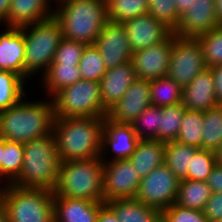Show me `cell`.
<instances>
[{
  "label": "cell",
  "mask_w": 222,
  "mask_h": 222,
  "mask_svg": "<svg viewBox=\"0 0 222 222\" xmlns=\"http://www.w3.org/2000/svg\"><path fill=\"white\" fill-rule=\"evenodd\" d=\"M105 118H55L53 135L62 161L100 157Z\"/></svg>",
  "instance_id": "obj_1"
},
{
  "label": "cell",
  "mask_w": 222,
  "mask_h": 222,
  "mask_svg": "<svg viewBox=\"0 0 222 222\" xmlns=\"http://www.w3.org/2000/svg\"><path fill=\"white\" fill-rule=\"evenodd\" d=\"M47 99L29 102L23 98L1 111L0 137L11 142L26 143L51 134L55 112L52 99Z\"/></svg>",
  "instance_id": "obj_2"
},
{
  "label": "cell",
  "mask_w": 222,
  "mask_h": 222,
  "mask_svg": "<svg viewBox=\"0 0 222 222\" xmlns=\"http://www.w3.org/2000/svg\"><path fill=\"white\" fill-rule=\"evenodd\" d=\"M54 18L59 22L63 37L93 45L102 28L109 22L106 0L56 1Z\"/></svg>",
  "instance_id": "obj_3"
},
{
  "label": "cell",
  "mask_w": 222,
  "mask_h": 222,
  "mask_svg": "<svg viewBox=\"0 0 222 222\" xmlns=\"http://www.w3.org/2000/svg\"><path fill=\"white\" fill-rule=\"evenodd\" d=\"M23 149V166L19 177L12 184L53 191L61 164L53 132L23 143Z\"/></svg>",
  "instance_id": "obj_4"
},
{
  "label": "cell",
  "mask_w": 222,
  "mask_h": 222,
  "mask_svg": "<svg viewBox=\"0 0 222 222\" xmlns=\"http://www.w3.org/2000/svg\"><path fill=\"white\" fill-rule=\"evenodd\" d=\"M53 194L104 202L103 161L101 158L62 161Z\"/></svg>",
  "instance_id": "obj_5"
},
{
  "label": "cell",
  "mask_w": 222,
  "mask_h": 222,
  "mask_svg": "<svg viewBox=\"0 0 222 222\" xmlns=\"http://www.w3.org/2000/svg\"><path fill=\"white\" fill-rule=\"evenodd\" d=\"M25 42L24 80L39 72L46 73L54 60L63 33L59 22L47 20L20 27Z\"/></svg>",
  "instance_id": "obj_6"
},
{
  "label": "cell",
  "mask_w": 222,
  "mask_h": 222,
  "mask_svg": "<svg viewBox=\"0 0 222 222\" xmlns=\"http://www.w3.org/2000/svg\"><path fill=\"white\" fill-rule=\"evenodd\" d=\"M0 203L9 222H54L51 190L6 184L1 189Z\"/></svg>",
  "instance_id": "obj_7"
},
{
  "label": "cell",
  "mask_w": 222,
  "mask_h": 222,
  "mask_svg": "<svg viewBox=\"0 0 222 222\" xmlns=\"http://www.w3.org/2000/svg\"><path fill=\"white\" fill-rule=\"evenodd\" d=\"M55 118L100 117L105 118L100 84L80 79L75 84L58 91L52 98Z\"/></svg>",
  "instance_id": "obj_8"
},
{
  "label": "cell",
  "mask_w": 222,
  "mask_h": 222,
  "mask_svg": "<svg viewBox=\"0 0 222 222\" xmlns=\"http://www.w3.org/2000/svg\"><path fill=\"white\" fill-rule=\"evenodd\" d=\"M206 68L203 51L196 38L176 37L173 40L167 77L183 89Z\"/></svg>",
  "instance_id": "obj_9"
},
{
  "label": "cell",
  "mask_w": 222,
  "mask_h": 222,
  "mask_svg": "<svg viewBox=\"0 0 222 222\" xmlns=\"http://www.w3.org/2000/svg\"><path fill=\"white\" fill-rule=\"evenodd\" d=\"M179 183L175 174L163 164L141 179L135 198L147 206L164 211L175 204Z\"/></svg>",
  "instance_id": "obj_10"
},
{
  "label": "cell",
  "mask_w": 222,
  "mask_h": 222,
  "mask_svg": "<svg viewBox=\"0 0 222 222\" xmlns=\"http://www.w3.org/2000/svg\"><path fill=\"white\" fill-rule=\"evenodd\" d=\"M102 161L104 203L135 198L142 178L138 175L132 162L129 159Z\"/></svg>",
  "instance_id": "obj_11"
},
{
  "label": "cell",
  "mask_w": 222,
  "mask_h": 222,
  "mask_svg": "<svg viewBox=\"0 0 222 222\" xmlns=\"http://www.w3.org/2000/svg\"><path fill=\"white\" fill-rule=\"evenodd\" d=\"M176 37L172 32L165 40L132 54L131 62L137 78L151 81L166 76Z\"/></svg>",
  "instance_id": "obj_12"
},
{
  "label": "cell",
  "mask_w": 222,
  "mask_h": 222,
  "mask_svg": "<svg viewBox=\"0 0 222 222\" xmlns=\"http://www.w3.org/2000/svg\"><path fill=\"white\" fill-rule=\"evenodd\" d=\"M94 45L100 51L107 70L131 61L133 52L122 23L109 21L97 36Z\"/></svg>",
  "instance_id": "obj_13"
},
{
  "label": "cell",
  "mask_w": 222,
  "mask_h": 222,
  "mask_svg": "<svg viewBox=\"0 0 222 222\" xmlns=\"http://www.w3.org/2000/svg\"><path fill=\"white\" fill-rule=\"evenodd\" d=\"M151 105L150 81L137 78L120 101L107 110L106 117L116 123L131 125Z\"/></svg>",
  "instance_id": "obj_14"
},
{
  "label": "cell",
  "mask_w": 222,
  "mask_h": 222,
  "mask_svg": "<svg viewBox=\"0 0 222 222\" xmlns=\"http://www.w3.org/2000/svg\"><path fill=\"white\" fill-rule=\"evenodd\" d=\"M122 24L126 28L133 53L165 40L173 32L165 23L150 14L134 17Z\"/></svg>",
  "instance_id": "obj_15"
},
{
  "label": "cell",
  "mask_w": 222,
  "mask_h": 222,
  "mask_svg": "<svg viewBox=\"0 0 222 222\" xmlns=\"http://www.w3.org/2000/svg\"><path fill=\"white\" fill-rule=\"evenodd\" d=\"M219 25L215 17L214 0H195L180 16L173 33L179 38H196Z\"/></svg>",
  "instance_id": "obj_16"
},
{
  "label": "cell",
  "mask_w": 222,
  "mask_h": 222,
  "mask_svg": "<svg viewBox=\"0 0 222 222\" xmlns=\"http://www.w3.org/2000/svg\"><path fill=\"white\" fill-rule=\"evenodd\" d=\"M140 138L136 135L130 124H120L105 117L102 133L101 160H105L106 152L111 149L114 156L110 161L128 159L136 149ZM107 150V151H106Z\"/></svg>",
  "instance_id": "obj_17"
},
{
  "label": "cell",
  "mask_w": 222,
  "mask_h": 222,
  "mask_svg": "<svg viewBox=\"0 0 222 222\" xmlns=\"http://www.w3.org/2000/svg\"><path fill=\"white\" fill-rule=\"evenodd\" d=\"M0 34V71L13 72L24 79L25 42L19 27H5Z\"/></svg>",
  "instance_id": "obj_18"
},
{
  "label": "cell",
  "mask_w": 222,
  "mask_h": 222,
  "mask_svg": "<svg viewBox=\"0 0 222 222\" xmlns=\"http://www.w3.org/2000/svg\"><path fill=\"white\" fill-rule=\"evenodd\" d=\"M104 204L53 194L54 222H96L98 212Z\"/></svg>",
  "instance_id": "obj_19"
},
{
  "label": "cell",
  "mask_w": 222,
  "mask_h": 222,
  "mask_svg": "<svg viewBox=\"0 0 222 222\" xmlns=\"http://www.w3.org/2000/svg\"><path fill=\"white\" fill-rule=\"evenodd\" d=\"M135 79L137 77L131 61L108 69L99 81L103 107L108 110L120 101Z\"/></svg>",
  "instance_id": "obj_20"
},
{
  "label": "cell",
  "mask_w": 222,
  "mask_h": 222,
  "mask_svg": "<svg viewBox=\"0 0 222 222\" xmlns=\"http://www.w3.org/2000/svg\"><path fill=\"white\" fill-rule=\"evenodd\" d=\"M181 103L186 109L195 111H207L218 105L210 68L200 72L189 85L182 89Z\"/></svg>",
  "instance_id": "obj_21"
},
{
  "label": "cell",
  "mask_w": 222,
  "mask_h": 222,
  "mask_svg": "<svg viewBox=\"0 0 222 222\" xmlns=\"http://www.w3.org/2000/svg\"><path fill=\"white\" fill-rule=\"evenodd\" d=\"M51 0H11L5 25L23 27L54 17Z\"/></svg>",
  "instance_id": "obj_22"
},
{
  "label": "cell",
  "mask_w": 222,
  "mask_h": 222,
  "mask_svg": "<svg viewBox=\"0 0 222 222\" xmlns=\"http://www.w3.org/2000/svg\"><path fill=\"white\" fill-rule=\"evenodd\" d=\"M165 143L156 139H140L133 154L128 158L138 175L143 178L153 169L164 164Z\"/></svg>",
  "instance_id": "obj_23"
},
{
  "label": "cell",
  "mask_w": 222,
  "mask_h": 222,
  "mask_svg": "<svg viewBox=\"0 0 222 222\" xmlns=\"http://www.w3.org/2000/svg\"><path fill=\"white\" fill-rule=\"evenodd\" d=\"M80 79L82 77L78 64H51L42 76L43 86L49 98Z\"/></svg>",
  "instance_id": "obj_24"
},
{
  "label": "cell",
  "mask_w": 222,
  "mask_h": 222,
  "mask_svg": "<svg viewBox=\"0 0 222 222\" xmlns=\"http://www.w3.org/2000/svg\"><path fill=\"white\" fill-rule=\"evenodd\" d=\"M106 204L114 211L119 222H154L161 212L141 203L136 198L118 199Z\"/></svg>",
  "instance_id": "obj_25"
},
{
  "label": "cell",
  "mask_w": 222,
  "mask_h": 222,
  "mask_svg": "<svg viewBox=\"0 0 222 222\" xmlns=\"http://www.w3.org/2000/svg\"><path fill=\"white\" fill-rule=\"evenodd\" d=\"M212 191L206 181L180 180L175 204L194 210L203 211Z\"/></svg>",
  "instance_id": "obj_26"
},
{
  "label": "cell",
  "mask_w": 222,
  "mask_h": 222,
  "mask_svg": "<svg viewBox=\"0 0 222 222\" xmlns=\"http://www.w3.org/2000/svg\"><path fill=\"white\" fill-rule=\"evenodd\" d=\"M199 148L178 141L165 143L164 164L179 180L188 179L191 159Z\"/></svg>",
  "instance_id": "obj_27"
},
{
  "label": "cell",
  "mask_w": 222,
  "mask_h": 222,
  "mask_svg": "<svg viewBox=\"0 0 222 222\" xmlns=\"http://www.w3.org/2000/svg\"><path fill=\"white\" fill-rule=\"evenodd\" d=\"M108 21L123 23L149 12V0H106Z\"/></svg>",
  "instance_id": "obj_28"
},
{
  "label": "cell",
  "mask_w": 222,
  "mask_h": 222,
  "mask_svg": "<svg viewBox=\"0 0 222 222\" xmlns=\"http://www.w3.org/2000/svg\"><path fill=\"white\" fill-rule=\"evenodd\" d=\"M151 104L163 107L181 103L182 88L167 76L150 81Z\"/></svg>",
  "instance_id": "obj_29"
},
{
  "label": "cell",
  "mask_w": 222,
  "mask_h": 222,
  "mask_svg": "<svg viewBox=\"0 0 222 222\" xmlns=\"http://www.w3.org/2000/svg\"><path fill=\"white\" fill-rule=\"evenodd\" d=\"M186 110L182 103L161 107L157 140L163 143L176 140Z\"/></svg>",
  "instance_id": "obj_30"
},
{
  "label": "cell",
  "mask_w": 222,
  "mask_h": 222,
  "mask_svg": "<svg viewBox=\"0 0 222 222\" xmlns=\"http://www.w3.org/2000/svg\"><path fill=\"white\" fill-rule=\"evenodd\" d=\"M202 149L216 151L222 144V105L203 111Z\"/></svg>",
  "instance_id": "obj_31"
},
{
  "label": "cell",
  "mask_w": 222,
  "mask_h": 222,
  "mask_svg": "<svg viewBox=\"0 0 222 222\" xmlns=\"http://www.w3.org/2000/svg\"><path fill=\"white\" fill-rule=\"evenodd\" d=\"M23 159V143L4 139V153L1 165V180L5 182L4 185L12 184L19 177L23 166Z\"/></svg>",
  "instance_id": "obj_32"
},
{
  "label": "cell",
  "mask_w": 222,
  "mask_h": 222,
  "mask_svg": "<svg viewBox=\"0 0 222 222\" xmlns=\"http://www.w3.org/2000/svg\"><path fill=\"white\" fill-rule=\"evenodd\" d=\"M25 84V80L19 75L9 71H0V112L17 104L25 97Z\"/></svg>",
  "instance_id": "obj_33"
},
{
  "label": "cell",
  "mask_w": 222,
  "mask_h": 222,
  "mask_svg": "<svg viewBox=\"0 0 222 222\" xmlns=\"http://www.w3.org/2000/svg\"><path fill=\"white\" fill-rule=\"evenodd\" d=\"M203 111L186 110L176 141L202 148Z\"/></svg>",
  "instance_id": "obj_34"
},
{
  "label": "cell",
  "mask_w": 222,
  "mask_h": 222,
  "mask_svg": "<svg viewBox=\"0 0 222 222\" xmlns=\"http://www.w3.org/2000/svg\"><path fill=\"white\" fill-rule=\"evenodd\" d=\"M207 68L222 64V24L207 33L197 36Z\"/></svg>",
  "instance_id": "obj_35"
},
{
  "label": "cell",
  "mask_w": 222,
  "mask_h": 222,
  "mask_svg": "<svg viewBox=\"0 0 222 222\" xmlns=\"http://www.w3.org/2000/svg\"><path fill=\"white\" fill-rule=\"evenodd\" d=\"M81 77L87 81L99 82L106 73L104 61L95 45H87L79 62Z\"/></svg>",
  "instance_id": "obj_36"
},
{
  "label": "cell",
  "mask_w": 222,
  "mask_h": 222,
  "mask_svg": "<svg viewBox=\"0 0 222 222\" xmlns=\"http://www.w3.org/2000/svg\"><path fill=\"white\" fill-rule=\"evenodd\" d=\"M161 118V107H147L131 124L140 139H156Z\"/></svg>",
  "instance_id": "obj_37"
},
{
  "label": "cell",
  "mask_w": 222,
  "mask_h": 222,
  "mask_svg": "<svg viewBox=\"0 0 222 222\" xmlns=\"http://www.w3.org/2000/svg\"><path fill=\"white\" fill-rule=\"evenodd\" d=\"M216 163L215 151L199 148L191 159L188 179L193 181H207Z\"/></svg>",
  "instance_id": "obj_38"
},
{
  "label": "cell",
  "mask_w": 222,
  "mask_h": 222,
  "mask_svg": "<svg viewBox=\"0 0 222 222\" xmlns=\"http://www.w3.org/2000/svg\"><path fill=\"white\" fill-rule=\"evenodd\" d=\"M175 2L176 0H149L148 14L174 30L180 20Z\"/></svg>",
  "instance_id": "obj_39"
},
{
  "label": "cell",
  "mask_w": 222,
  "mask_h": 222,
  "mask_svg": "<svg viewBox=\"0 0 222 222\" xmlns=\"http://www.w3.org/2000/svg\"><path fill=\"white\" fill-rule=\"evenodd\" d=\"M87 44L62 38L51 64H78Z\"/></svg>",
  "instance_id": "obj_40"
},
{
  "label": "cell",
  "mask_w": 222,
  "mask_h": 222,
  "mask_svg": "<svg viewBox=\"0 0 222 222\" xmlns=\"http://www.w3.org/2000/svg\"><path fill=\"white\" fill-rule=\"evenodd\" d=\"M170 222H209L203 211L183 208L176 204L162 211Z\"/></svg>",
  "instance_id": "obj_41"
},
{
  "label": "cell",
  "mask_w": 222,
  "mask_h": 222,
  "mask_svg": "<svg viewBox=\"0 0 222 222\" xmlns=\"http://www.w3.org/2000/svg\"><path fill=\"white\" fill-rule=\"evenodd\" d=\"M203 212L209 222H219L222 219V193L212 192Z\"/></svg>",
  "instance_id": "obj_42"
},
{
  "label": "cell",
  "mask_w": 222,
  "mask_h": 222,
  "mask_svg": "<svg viewBox=\"0 0 222 222\" xmlns=\"http://www.w3.org/2000/svg\"><path fill=\"white\" fill-rule=\"evenodd\" d=\"M207 184L212 192L222 193V166L217 164L213 167L208 176Z\"/></svg>",
  "instance_id": "obj_43"
},
{
  "label": "cell",
  "mask_w": 222,
  "mask_h": 222,
  "mask_svg": "<svg viewBox=\"0 0 222 222\" xmlns=\"http://www.w3.org/2000/svg\"><path fill=\"white\" fill-rule=\"evenodd\" d=\"M211 69L214 79V94L217 104L222 105V64Z\"/></svg>",
  "instance_id": "obj_44"
},
{
  "label": "cell",
  "mask_w": 222,
  "mask_h": 222,
  "mask_svg": "<svg viewBox=\"0 0 222 222\" xmlns=\"http://www.w3.org/2000/svg\"><path fill=\"white\" fill-rule=\"evenodd\" d=\"M96 222H119L114 211L105 203L99 210Z\"/></svg>",
  "instance_id": "obj_45"
},
{
  "label": "cell",
  "mask_w": 222,
  "mask_h": 222,
  "mask_svg": "<svg viewBox=\"0 0 222 222\" xmlns=\"http://www.w3.org/2000/svg\"><path fill=\"white\" fill-rule=\"evenodd\" d=\"M10 6L11 0H0V25L6 22Z\"/></svg>",
  "instance_id": "obj_46"
},
{
  "label": "cell",
  "mask_w": 222,
  "mask_h": 222,
  "mask_svg": "<svg viewBox=\"0 0 222 222\" xmlns=\"http://www.w3.org/2000/svg\"><path fill=\"white\" fill-rule=\"evenodd\" d=\"M194 1L195 0H176L175 5L179 17L191 7Z\"/></svg>",
  "instance_id": "obj_47"
},
{
  "label": "cell",
  "mask_w": 222,
  "mask_h": 222,
  "mask_svg": "<svg viewBox=\"0 0 222 222\" xmlns=\"http://www.w3.org/2000/svg\"><path fill=\"white\" fill-rule=\"evenodd\" d=\"M215 17L222 24V0H214Z\"/></svg>",
  "instance_id": "obj_48"
},
{
  "label": "cell",
  "mask_w": 222,
  "mask_h": 222,
  "mask_svg": "<svg viewBox=\"0 0 222 222\" xmlns=\"http://www.w3.org/2000/svg\"><path fill=\"white\" fill-rule=\"evenodd\" d=\"M0 222H9L7 212L0 203Z\"/></svg>",
  "instance_id": "obj_49"
},
{
  "label": "cell",
  "mask_w": 222,
  "mask_h": 222,
  "mask_svg": "<svg viewBox=\"0 0 222 222\" xmlns=\"http://www.w3.org/2000/svg\"><path fill=\"white\" fill-rule=\"evenodd\" d=\"M215 156H216L217 164L222 166V144L216 149Z\"/></svg>",
  "instance_id": "obj_50"
},
{
  "label": "cell",
  "mask_w": 222,
  "mask_h": 222,
  "mask_svg": "<svg viewBox=\"0 0 222 222\" xmlns=\"http://www.w3.org/2000/svg\"><path fill=\"white\" fill-rule=\"evenodd\" d=\"M154 222H170V221L168 217L161 211L155 218Z\"/></svg>",
  "instance_id": "obj_51"
},
{
  "label": "cell",
  "mask_w": 222,
  "mask_h": 222,
  "mask_svg": "<svg viewBox=\"0 0 222 222\" xmlns=\"http://www.w3.org/2000/svg\"><path fill=\"white\" fill-rule=\"evenodd\" d=\"M3 153H4V138L0 137V181H1V165H2Z\"/></svg>",
  "instance_id": "obj_52"
},
{
  "label": "cell",
  "mask_w": 222,
  "mask_h": 222,
  "mask_svg": "<svg viewBox=\"0 0 222 222\" xmlns=\"http://www.w3.org/2000/svg\"><path fill=\"white\" fill-rule=\"evenodd\" d=\"M2 184H3V182L1 181L0 182V194H1V189H2V186H3Z\"/></svg>",
  "instance_id": "obj_53"
}]
</instances>
